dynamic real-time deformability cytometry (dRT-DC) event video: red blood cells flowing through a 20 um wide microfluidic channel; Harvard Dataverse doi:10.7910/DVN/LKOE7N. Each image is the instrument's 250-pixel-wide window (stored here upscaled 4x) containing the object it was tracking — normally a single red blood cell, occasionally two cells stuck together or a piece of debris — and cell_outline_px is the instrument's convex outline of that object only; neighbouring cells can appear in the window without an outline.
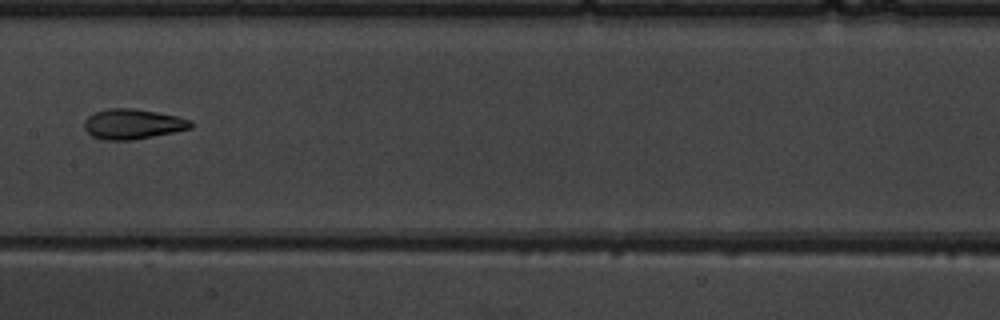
{"species": "common noctule bat (a hibernating species)", "species_latin": "Nyctalus noctula", "temperature_condition": "warm", "stored_images_in_passage": 8, "camera_frame_rate_fps": 3000, "um_per_image_px": 0.085, "animal": {"sex": "male", "body_mass_g": 19.5, "forearm_length_mm": 54.6}, "frame": {"image": 1, "passage_image": 7, "time_ms": 8.0, "image_size_px": [1000, 320], "cell_outline_px": [[192, 128], [132, 140], [104, 140], [92, 136], [84, 128], [84, 120], [88, 116], [96, 112], [108, 108], [136, 108], [176, 116], [192, 120]], "centroid_in_image_um": [11.26, 10.54], "position_along_channel_um": 196.1, "area_um2": 18.61}}
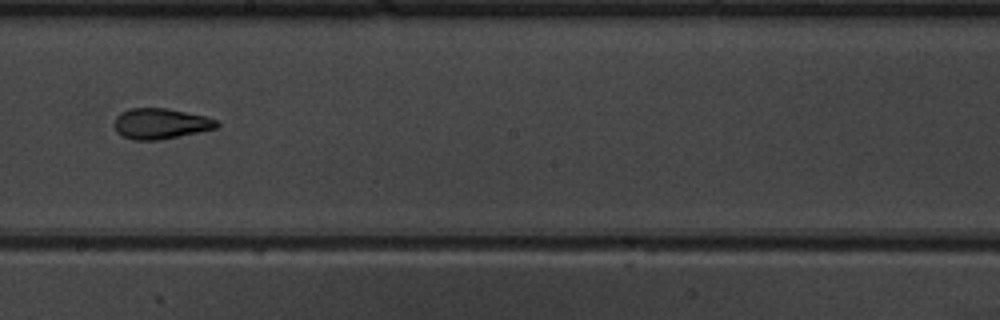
{"frame": {"image": 2, "passage_image": 8, "time_ms": 9.0, "image_size_px": [1000, 320], "cell_outline_px": [[220, 124], [216, 128], [160, 140], [136, 140], [124, 136], [116, 132], [116, 116], [120, 112], [128, 108], [168, 108], [204, 116], [216, 120]], "centroid_in_image_um": [13.64, 10.5], "position_along_channel_um": 234.6, "area_um2": 18.09}}